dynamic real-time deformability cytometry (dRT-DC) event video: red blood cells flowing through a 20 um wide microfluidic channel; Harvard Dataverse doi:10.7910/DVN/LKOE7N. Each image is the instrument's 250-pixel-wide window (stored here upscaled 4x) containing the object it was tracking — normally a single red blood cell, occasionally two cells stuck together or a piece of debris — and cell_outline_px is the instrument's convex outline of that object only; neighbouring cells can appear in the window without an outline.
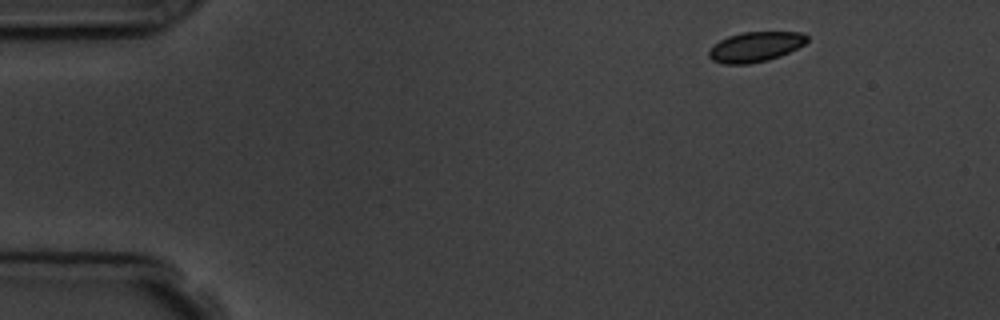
{"species": "common noctule bat (a hibernating species)", "species_latin": "Nyctalus noctula", "temperature_condition": "room temperature", "stored_images_in_passage": 9, "camera_frame_rate_fps": 3000, "um_per_image_px": 0.085, "animal": {"sex": "male", "body_mass_g": 19.5, "forearm_length_mm": 54.6}, "frame": {"image": 1, "passage_image": 1, "time_ms": 0.0, "image_size_px": [1000, 320], "cell_outline_px": [[808, 40], [804, 44], [780, 56], [768, 60], [748, 64], [724, 64], [712, 60], [708, 56], [708, 52], [720, 40], [728, 36], [744, 32], [804, 32], [808, 36]], "centroid_in_image_um": [64.22, 3.98], "position_along_channel_um": 20.8, "area_um2": 17.05}}
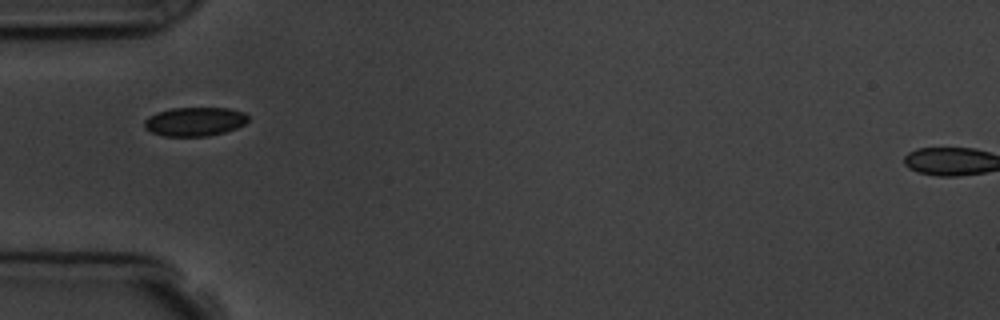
{"frame": {"image": 2, "passage_image": 4, "time_ms": 3.667, "image_size_px": [1000, 320], "cell_outline_px": [[248, 120], [244, 124], [236, 128], [224, 132], [208, 136], [164, 136], [152, 132], [144, 128], [144, 120], [148, 116], [156, 112], [172, 108], [228, 108], [244, 112], [248, 116]], "centroid_in_image_um": [16.53, 10.33], "position_along_channel_um": 68.5, "area_um2": 17.51}}
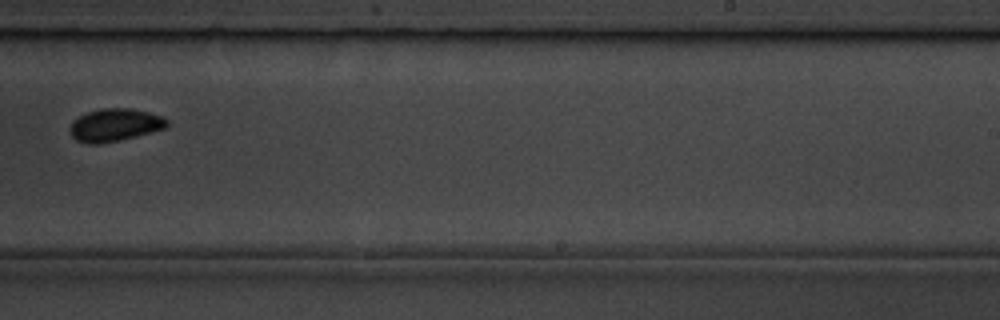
{"frame": {"image": 3, "passage_image": 9, "time_ms": 9.333, "image_size_px": [1000, 320], "cell_outline_px": [[168, 124], [164, 128], [152, 132], [120, 140], [100, 144], [88, 144], [76, 140], [72, 136], [68, 128], [80, 116], [88, 112], [100, 108], [132, 108], [164, 116], [168, 120]], "centroid_in_image_um": [9.78, 10.62], "position_along_channel_um": 279.2, "area_um2": 18.5}}